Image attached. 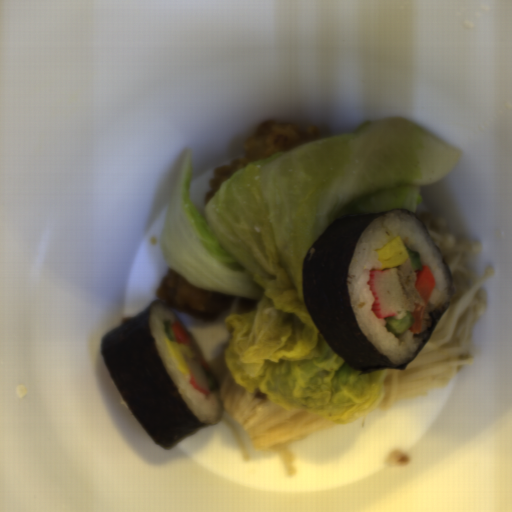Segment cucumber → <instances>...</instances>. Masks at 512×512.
I'll return each instance as SVG.
<instances>
[{
  "label": "cucumber",
  "instance_id": "1",
  "mask_svg": "<svg viewBox=\"0 0 512 512\" xmlns=\"http://www.w3.org/2000/svg\"><path fill=\"white\" fill-rule=\"evenodd\" d=\"M386 331H390L396 338L404 335L415 323L412 311H406L403 318L387 317L384 318Z\"/></svg>",
  "mask_w": 512,
  "mask_h": 512
},
{
  "label": "cucumber",
  "instance_id": "2",
  "mask_svg": "<svg viewBox=\"0 0 512 512\" xmlns=\"http://www.w3.org/2000/svg\"><path fill=\"white\" fill-rule=\"evenodd\" d=\"M406 250H407L408 260H409L413 270L422 269L423 263H422V258H421V252H419L418 250H410L407 247H406Z\"/></svg>",
  "mask_w": 512,
  "mask_h": 512
},
{
  "label": "cucumber",
  "instance_id": "3",
  "mask_svg": "<svg viewBox=\"0 0 512 512\" xmlns=\"http://www.w3.org/2000/svg\"><path fill=\"white\" fill-rule=\"evenodd\" d=\"M205 372V375H206V379H207V385H208V390H218L219 389V382L214 374V372H209L207 370H203Z\"/></svg>",
  "mask_w": 512,
  "mask_h": 512
},
{
  "label": "cucumber",
  "instance_id": "4",
  "mask_svg": "<svg viewBox=\"0 0 512 512\" xmlns=\"http://www.w3.org/2000/svg\"><path fill=\"white\" fill-rule=\"evenodd\" d=\"M165 334L167 336L168 341H174L177 343V339L173 333V323L171 320H167L163 322Z\"/></svg>",
  "mask_w": 512,
  "mask_h": 512
}]
</instances>
